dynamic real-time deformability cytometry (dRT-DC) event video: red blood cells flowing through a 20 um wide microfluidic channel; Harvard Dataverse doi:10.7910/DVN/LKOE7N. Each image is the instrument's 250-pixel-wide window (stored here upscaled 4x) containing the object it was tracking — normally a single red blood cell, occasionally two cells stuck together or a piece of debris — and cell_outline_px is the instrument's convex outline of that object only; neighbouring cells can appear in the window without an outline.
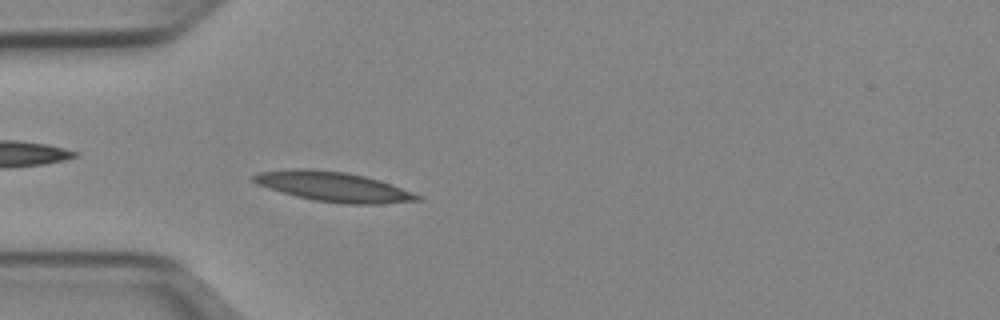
{"species": "Egyptian fruit bat (a non-hibernating species)", "species_latin": "Rousettus aegyptiacus", "temperature_condition": "cold", "stored_images_in_passage": 42, "camera_frame_rate_fps": 3000, "um_per_image_px": 0.085, "animal": {"sex": "female"}, "frame": {"image": 1, "passage_image": 6, "time_ms": 1.667, "image_size_px": [1000, 320], "cell_outline_px": [[424, 200], [380, 204], [344, 204], [316, 200], [296, 196], [268, 188], [256, 184], [252, 180], [252, 176], [260, 172], [296, 168], [308, 168], [344, 172], [364, 176], [380, 180], [392, 184], [424, 196]], "centroid_in_image_um": [28.4, 15.87], "position_along_channel_um": 56.6, "area_um2": 28.5}}
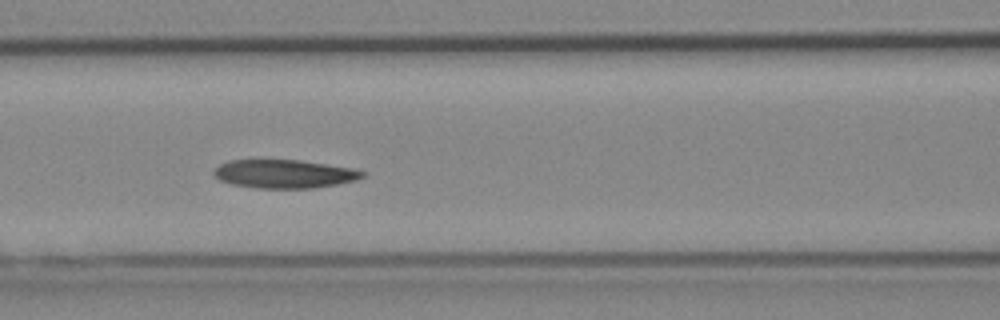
{"frame": {"image": 2, "passage_image": 13, "time_ms": 4.0, "image_size_px": [1000, 320], "cell_outline_px": [[364, 176], [356, 180], [336, 184], [312, 188], [256, 188], [232, 184], [220, 180], [212, 172], [220, 164], [228, 160], [296, 160], [352, 168], [364, 172]], "centroid_in_image_um": [24.13, 14.78], "position_along_channel_um": 142.5, "area_um2": 24.33}}
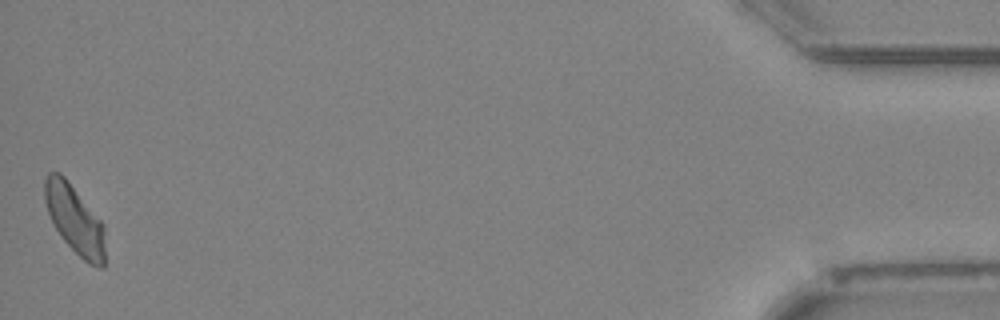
{"frame": {"image": 3, "passage_image": 42, "time_ms": 13.667, "image_size_px": [1000, 320], "cell_outline_px": [[104, 268], [100, 268], [88, 264], [64, 240], [56, 228], [48, 212], [44, 200], [44, 180], [48, 172], [60, 172], [64, 176], [104, 224]], "centroid_in_image_um": [6.35, 18.64], "position_along_channel_um": 428.9, "area_um2": 23.87}, "authors_computed_cell_mechanics": {"area_um2": 25.1719, "velocity_mm_per_s": 3.9119, "shape_relaxation_time_tau1_ms": 7.5116, "shape_relaxation_time_tau2_ms": 5.2456, "deformation_change_tau1": 0.166, "deformation_change_tau2": 0.1334}}